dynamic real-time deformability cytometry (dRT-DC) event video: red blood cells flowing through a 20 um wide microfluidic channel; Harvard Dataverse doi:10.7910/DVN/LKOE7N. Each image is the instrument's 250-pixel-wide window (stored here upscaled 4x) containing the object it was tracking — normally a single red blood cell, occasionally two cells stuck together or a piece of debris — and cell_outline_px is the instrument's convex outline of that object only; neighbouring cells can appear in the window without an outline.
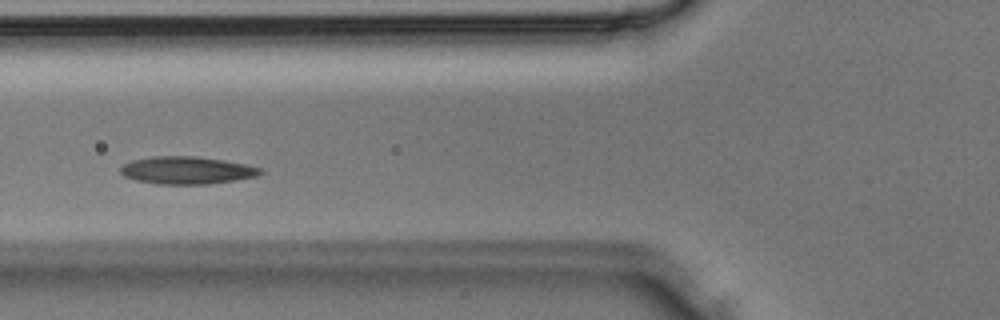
{"species": "Egyptian fruit bat (a non-hibernating species)", "species_latin": "Rousettus aegyptiacus", "temperature_condition": "room temperature", "stored_images_in_passage": 3, "camera_frame_rate_fps": 3000, "um_per_image_px": 0.085, "animal": {"sex": "male"}, "frame": {"image": 1, "passage_image": 3, "time_ms": 0.667, "image_size_px": [1000, 320], "cell_outline_px": [[264, 172], [256, 176], [236, 180], [208, 184], [156, 184], [136, 180], [124, 176], [120, 172], [120, 168], [124, 164], [132, 160], [152, 156], [196, 156], [224, 160], [264, 168]], "centroid_in_image_um": [15.89, 14.47], "position_along_channel_um": 109.9, "area_um2": 22.54}}